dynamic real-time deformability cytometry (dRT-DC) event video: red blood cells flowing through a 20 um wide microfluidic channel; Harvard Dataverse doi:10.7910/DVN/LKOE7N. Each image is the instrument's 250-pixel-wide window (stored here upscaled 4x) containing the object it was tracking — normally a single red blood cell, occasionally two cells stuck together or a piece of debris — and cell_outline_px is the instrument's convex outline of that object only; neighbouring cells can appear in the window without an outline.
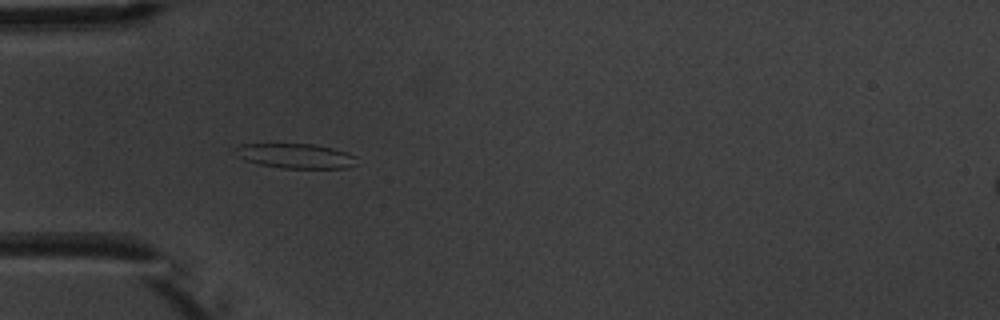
{"species": "common noctule bat (a hibernating species)", "species_latin": "Nyctalus noctula", "temperature_condition": "warm", "stored_images_in_passage": 5, "camera_frame_rate_fps": 3000, "um_per_image_px": 0.085, "animal": {"sex": "male", "body_mass_g": 20.1, "forearm_length_mm": 53.5}, "frame": {"image": 1, "passage_image": 4, "time_ms": 3.667, "image_size_px": [1000, 320], "cell_outline_px": [[356, 164], [348, 168], [280, 168], [260, 164], [244, 160], [236, 156], [236, 148], [240, 144], [316, 144], [348, 152], [356, 156]], "centroid_in_image_um": [25.15, 13.25], "position_along_channel_um": 59.8, "area_um2": 17.57}}
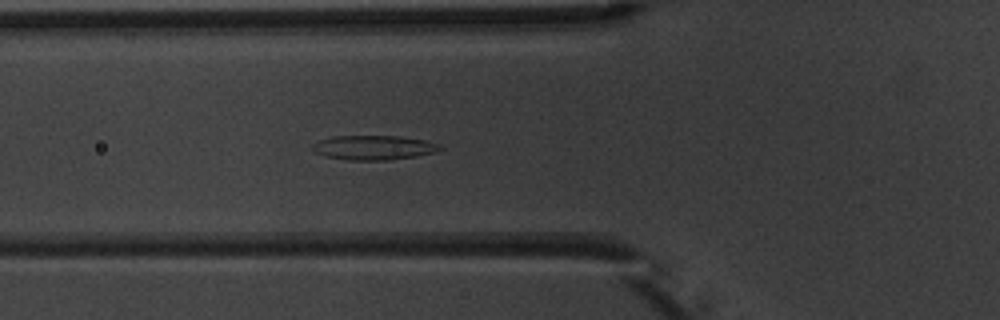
{"frame": {"image": 2, "passage_image": 5, "time_ms": 4.667, "image_size_px": [1000, 320], "cell_outline_px": [[444, 148], [432, 152], [416, 156], [388, 160], [348, 160], [328, 156], [316, 152], [312, 148], [312, 144], [320, 140], [332, 136], [396, 136], [424, 140], [440, 144]], "centroid_in_image_um": [31.77, 12.54], "position_along_channel_um": 94.0, "area_um2": 17.92}}